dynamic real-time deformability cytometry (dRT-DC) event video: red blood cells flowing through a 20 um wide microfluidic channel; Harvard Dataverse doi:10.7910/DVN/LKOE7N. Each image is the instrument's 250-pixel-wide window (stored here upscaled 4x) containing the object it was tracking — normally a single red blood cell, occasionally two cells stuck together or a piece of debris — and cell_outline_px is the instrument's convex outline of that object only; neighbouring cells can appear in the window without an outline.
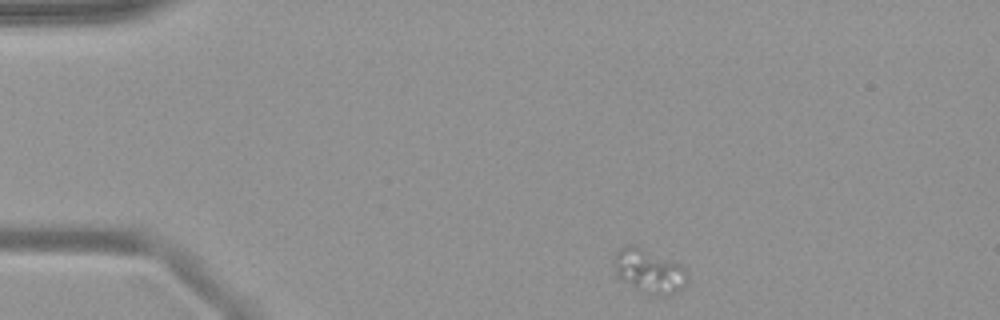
{"species": "common noctule bat (a hibernating species)", "species_latin": "Nyctalus noctula", "temperature_condition": "warm", "stored_images_in_passage": 48, "camera_frame_rate_fps": 3000, "um_per_image_px": 0.085, "animal": {"sex": "female", "body_mass_g": 19.9}, "frame": {"image": 1, "passage_image": 1, "time_ms": 0.0, "image_size_px": [1000, 320], "cell_outline_px": [[688, 272], [684, 288], [672, 296], [660, 296], [640, 292], [620, 280], [616, 276], [612, 264], [612, 260], [616, 248], [624, 244], [636, 244], [680, 264]], "centroid_in_image_um": [55.11, 23.03], "position_along_channel_um": 29.9, "area_um2": 19.77}}
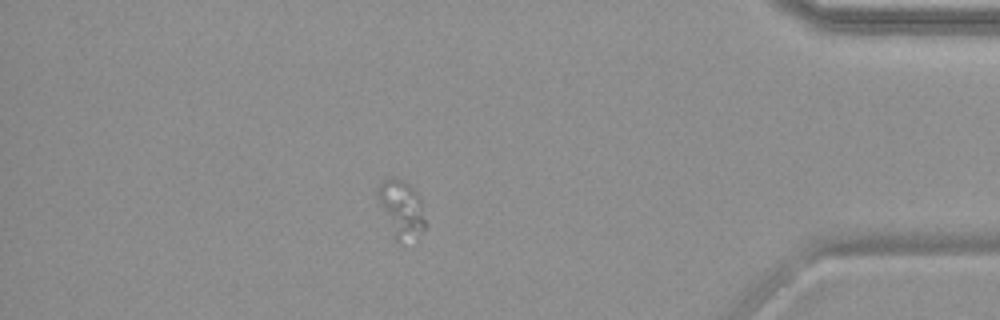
{"frame": {"image": 2, "passage_image": 41, "time_ms": 13.333, "image_size_px": [1000, 320], "cell_outline_px": [[428, 224], [416, 244], [396, 244], [392, 236], [376, 196], [376, 192], [380, 184], [384, 180], [392, 176], [404, 180], [416, 192], [420, 200]], "centroid_in_image_um": [34.15, 17.9], "position_along_channel_um": 401.0, "area_um2": 16.99}}